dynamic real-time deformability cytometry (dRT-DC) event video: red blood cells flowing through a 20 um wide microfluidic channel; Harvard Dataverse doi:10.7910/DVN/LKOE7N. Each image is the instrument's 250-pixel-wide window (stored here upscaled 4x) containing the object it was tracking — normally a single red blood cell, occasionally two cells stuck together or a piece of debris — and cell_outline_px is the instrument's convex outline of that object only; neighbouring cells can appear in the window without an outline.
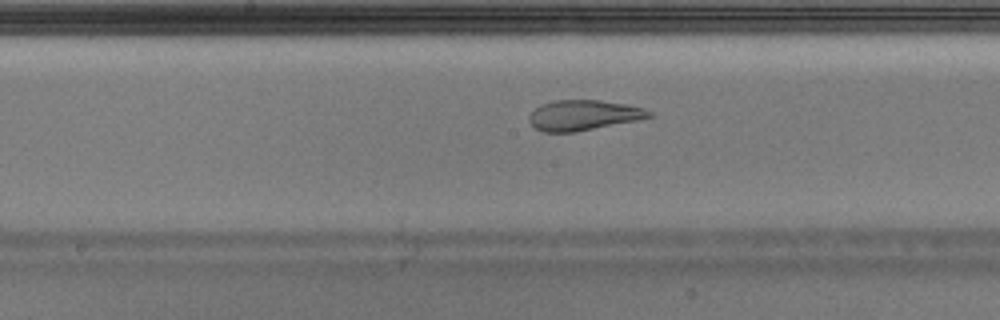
{"species": "Egyptian fruit bat (a non-hibernating species)", "species_latin": "Rousettus aegyptiacus", "temperature_condition": "warm", "stored_images_in_passage": 43, "camera_frame_rate_fps": 3000, "um_per_image_px": 0.085, "animal": {"sex": "male"}, "frame": {"image": 1, "passage_image": 19, "time_ms": 6.0, "image_size_px": [1000, 320], "cell_outline_px": [[652, 116], [636, 120], [576, 132], [544, 132], [536, 128], [528, 120], [528, 116], [540, 104], [556, 100], [600, 100], [624, 104], [644, 108], [652, 112]], "centroid_in_image_um": [49.56, 9.79], "position_along_channel_um": 198.6, "area_um2": 20.98}}
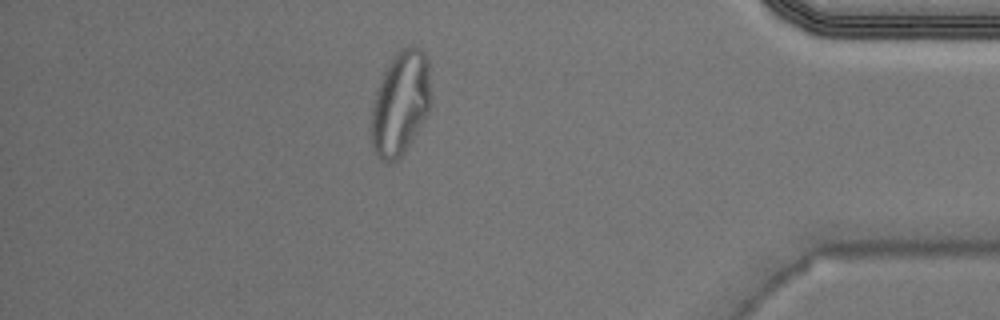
{"frame": {"image": 2, "passage_image": 37, "time_ms": 12.0, "image_size_px": [1000, 320], "cell_outline_px": [[428, 112], [404, 152], [396, 160], [384, 160], [376, 156], [372, 148], [368, 128], [372, 108], [376, 92], [380, 80], [384, 72], [396, 52], [408, 44], [416, 44], [424, 52], [428, 60]], "centroid_in_image_um": [33.97, 8.76], "position_along_channel_um": 401.2, "area_um2": 35.84}, "authors_computed_cell_mechanics": {"area_um2": 23.2934, "velocity_mm_per_s": 3.976, "shape_relaxation_time_tau1_ms": null, "shape_relaxation_time_tau2_ms": 0.9473, "deformation_change_tau1": null, "deformation_change_tau2": 0.0719}}